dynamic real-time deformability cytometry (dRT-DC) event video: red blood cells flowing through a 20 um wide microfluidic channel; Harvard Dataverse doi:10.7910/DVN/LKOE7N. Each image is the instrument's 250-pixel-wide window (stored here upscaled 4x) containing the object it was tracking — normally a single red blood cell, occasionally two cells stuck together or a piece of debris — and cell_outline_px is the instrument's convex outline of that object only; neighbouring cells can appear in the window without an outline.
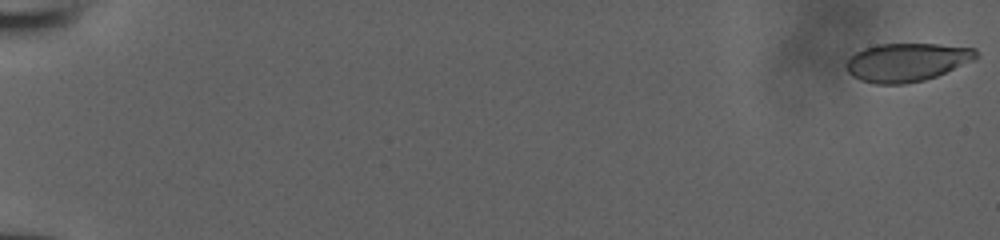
{"species": "human", "species_latin": "Homo sapiens", "temperature_condition": "room temperature", "stored_images_in_passage": 17, "camera_frame_rate_fps": 3000, "um_per_image_px": 0.085, "donor": {"sex": "male"}, "frame": {"image": 1, "passage_image": 1, "time_ms": 0.0, "image_size_px": [1000, 240], "cell_outline_px": [[980, 56], [976, 60], [936, 76], [924, 80], [904, 84], [876, 84], [860, 80], [852, 76], [848, 72], [844, 64], [856, 52], [864, 48], [876, 44], [936, 44], [976, 48]], "centroid_in_image_um": [77.1, 5.29], "position_along_channel_um": 7.9, "area_um2": 29.25}}
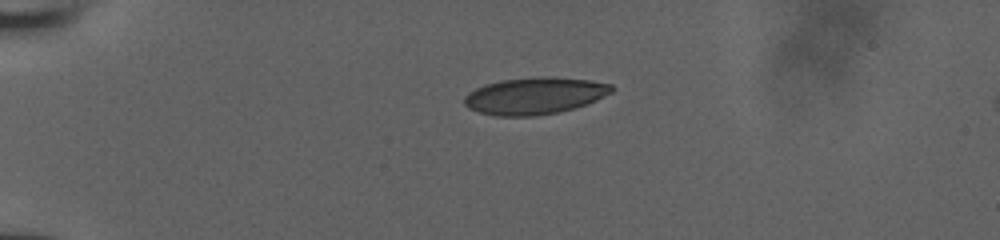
{"frame": {"image": 2, "passage_image": 15, "time_ms": 4.667, "image_size_px": [1000, 240], "cell_outline_px": [[616, 88], [612, 92], [596, 100], [572, 108], [556, 112], [532, 116], [496, 116], [480, 112], [468, 108], [464, 104], [464, 96], [468, 92], [484, 84], [500, 80], [548, 76], [588, 80], [612, 84]], "centroid_in_image_um": [45.42, 8.13], "position_along_channel_um": 39.6, "area_um2": 31.5}}